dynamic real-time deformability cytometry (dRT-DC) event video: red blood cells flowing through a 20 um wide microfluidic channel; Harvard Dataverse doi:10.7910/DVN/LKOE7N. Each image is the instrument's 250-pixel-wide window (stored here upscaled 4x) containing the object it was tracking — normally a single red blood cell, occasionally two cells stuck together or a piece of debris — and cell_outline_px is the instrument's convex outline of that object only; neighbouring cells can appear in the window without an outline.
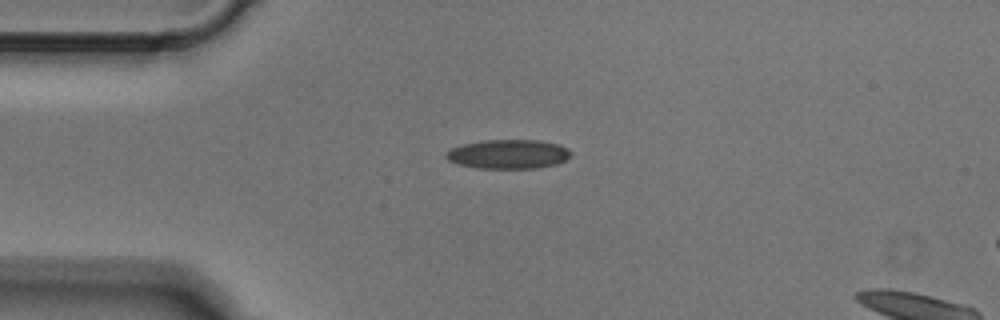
{"species": "Egyptian fruit bat (a non-hibernating species)", "species_latin": "Rousettus aegyptiacus", "temperature_condition": "cold", "stored_images_in_passage": 2, "camera_frame_rate_fps": 3000, "um_per_image_px": 0.085, "animal": {"sex": "male"}, "frame": {"image": 1, "passage_image": 1, "time_ms": 0.0, "image_size_px": [1000, 320], "cell_outline_px": [[572, 156], [556, 164], [536, 168], [476, 168], [456, 164], [448, 160], [444, 156], [444, 152], [452, 148], [464, 144], [484, 140], [536, 140], [560, 144], [568, 148], [572, 152]], "centroid_in_image_um": [43.2, 13.1], "position_along_channel_um": 41.8, "area_um2": 21.39}}